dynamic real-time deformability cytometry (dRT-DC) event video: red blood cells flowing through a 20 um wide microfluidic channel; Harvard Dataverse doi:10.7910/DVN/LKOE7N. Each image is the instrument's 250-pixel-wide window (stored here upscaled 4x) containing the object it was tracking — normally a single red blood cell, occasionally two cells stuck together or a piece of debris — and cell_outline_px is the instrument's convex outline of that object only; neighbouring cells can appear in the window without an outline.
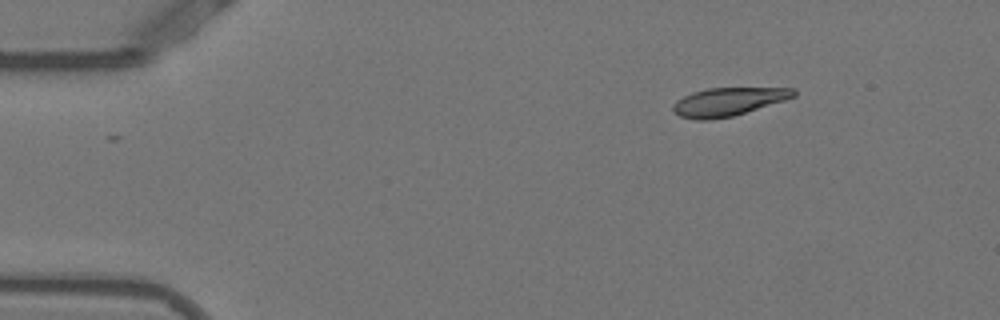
{"species": "Egyptian fruit bat (a non-hibernating species)", "species_latin": "Rousettus aegyptiacus", "temperature_condition": "warm", "stored_images_in_passage": 46, "camera_frame_rate_fps": 3000, "um_per_image_px": 0.085, "animal": {"sex": "female"}, "frame": {"image": 1, "passage_image": 1, "time_ms": 0.0, "image_size_px": [1000, 320], "cell_outline_px": [[796, 96], [784, 100], [732, 116], [708, 120], [696, 120], [680, 116], [672, 112], [672, 104], [676, 100], [692, 92], [708, 88], [796, 88]], "centroid_in_image_um": [61.85, 8.64], "position_along_channel_um": 23.2, "area_um2": 19.77}}
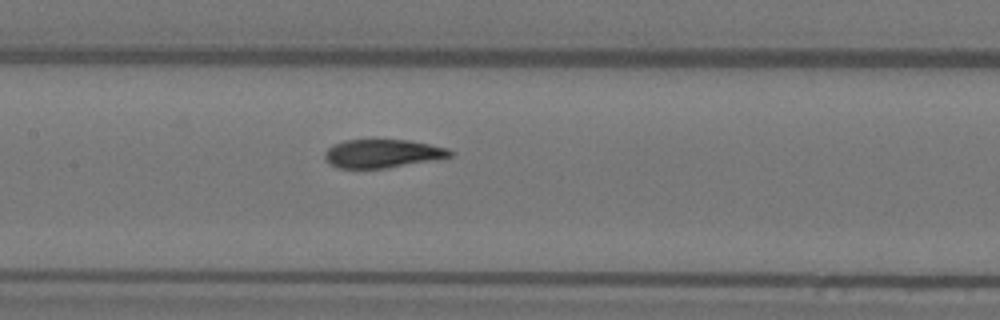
{"frame": {"image": 2, "passage_image": 19, "time_ms": 6.0, "image_size_px": [1000, 320], "cell_outline_px": [[452, 156], [384, 168], [336, 168], [328, 164], [324, 160], [324, 152], [332, 144], [344, 140], [408, 140], [448, 148], [452, 152]], "centroid_in_image_um": [32.4, 13.05], "position_along_channel_um": 175.0, "area_um2": 20.58}}
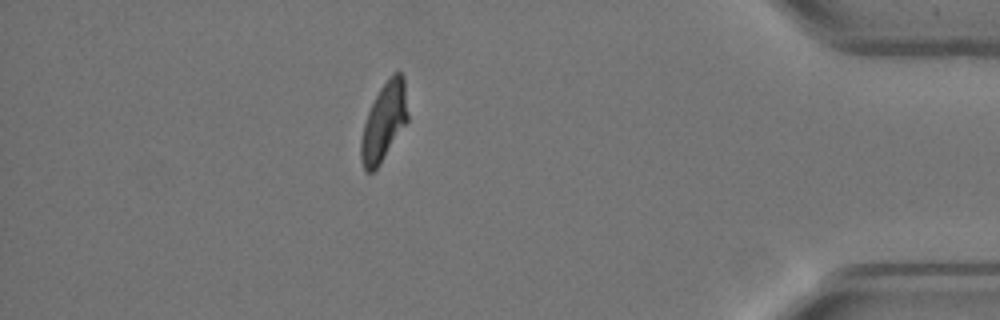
{"frame": {"image": 3, "passage_image": 40, "time_ms": 13.0, "image_size_px": [1000, 320], "cell_outline_px": [[408, 120], [380, 164], [372, 172], [364, 172], [360, 160], [360, 140], [364, 124], [368, 112], [380, 88], [388, 76], [392, 72], [400, 72], [404, 76], [408, 116]], "centroid_in_image_um": [32.62, 10.35], "position_along_channel_um": 402.6, "area_um2": 21.33}, "authors_computed_cell_mechanics": {"area_um2": 21.6461, "velocity_mm_per_s": 3.8586, "shape_relaxation_time_tau1_ms": 5.6486, "shape_relaxation_time_tau2_ms": 0.9861, "deformation_change_tau1": 0.1993, "deformation_change_tau2": 0.0589}}